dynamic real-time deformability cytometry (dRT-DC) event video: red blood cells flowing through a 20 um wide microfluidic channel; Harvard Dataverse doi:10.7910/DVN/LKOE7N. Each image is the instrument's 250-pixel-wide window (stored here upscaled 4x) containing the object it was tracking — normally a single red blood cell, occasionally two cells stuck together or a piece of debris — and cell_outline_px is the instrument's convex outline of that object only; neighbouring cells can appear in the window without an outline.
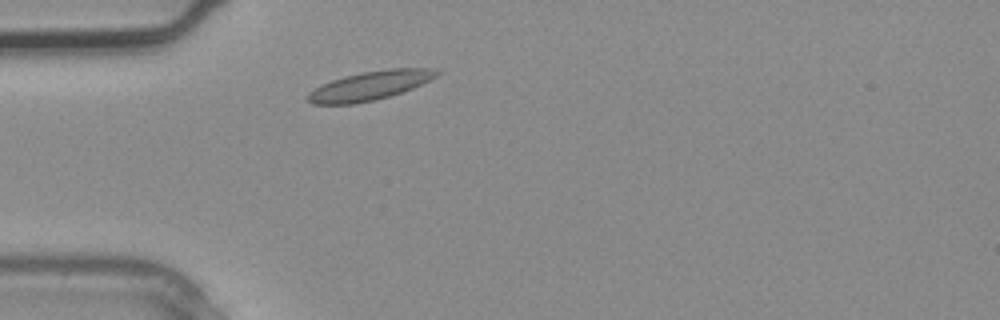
{"species": "common noctule bat (a hibernating species)", "species_latin": "Nyctalus noctula", "temperature_condition": "warm", "stored_images_in_passage": 1, "camera_frame_rate_fps": 3000, "um_per_image_px": 0.085, "animal": {"sex": "male", "body_mass_g": 20.4}, "frame": {"image": 1, "passage_image": 1, "time_ms": 0.0, "image_size_px": [1000, 320], "cell_outline_px": [[440, 72], [436, 76], [412, 88], [388, 96], [356, 104], [312, 104], [304, 96], [308, 92], [320, 84], [344, 76], [364, 72], [388, 68], [432, 68]], "centroid_in_image_um": [31.36, 7.28], "position_along_channel_um": 53.6, "area_um2": 21.56}}